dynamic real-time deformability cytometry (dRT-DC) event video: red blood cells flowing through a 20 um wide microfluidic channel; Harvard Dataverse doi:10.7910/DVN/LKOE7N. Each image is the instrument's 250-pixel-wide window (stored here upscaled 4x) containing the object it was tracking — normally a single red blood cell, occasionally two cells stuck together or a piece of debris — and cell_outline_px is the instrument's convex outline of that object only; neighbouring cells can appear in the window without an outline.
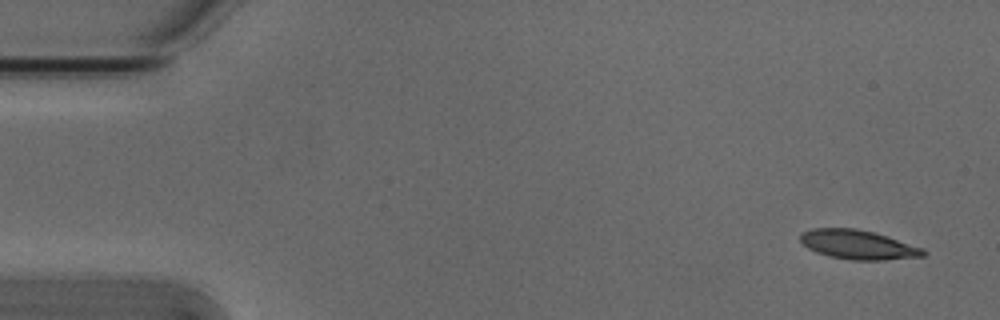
{"species": "Egyptian fruit bat (a non-hibernating species)", "species_latin": "Rousettus aegyptiacus", "temperature_condition": "cold", "stored_images_in_passage": 3, "camera_frame_rate_fps": 3000, "um_per_image_px": 0.085, "animal": {"sex": "male"}, "frame": {"image": 1, "passage_image": 3, "time_ms": 0.667, "image_size_px": [1000, 320], "cell_outline_px": [[928, 252], [924, 256], [884, 260], [852, 260], [828, 256], [816, 252], [808, 248], [800, 240], [800, 236], [804, 232], [812, 228], [856, 228], [888, 236], [924, 248]], "centroid_in_image_um": [72.97, 20.8], "position_along_channel_um": 12.0, "area_um2": 20.98}}